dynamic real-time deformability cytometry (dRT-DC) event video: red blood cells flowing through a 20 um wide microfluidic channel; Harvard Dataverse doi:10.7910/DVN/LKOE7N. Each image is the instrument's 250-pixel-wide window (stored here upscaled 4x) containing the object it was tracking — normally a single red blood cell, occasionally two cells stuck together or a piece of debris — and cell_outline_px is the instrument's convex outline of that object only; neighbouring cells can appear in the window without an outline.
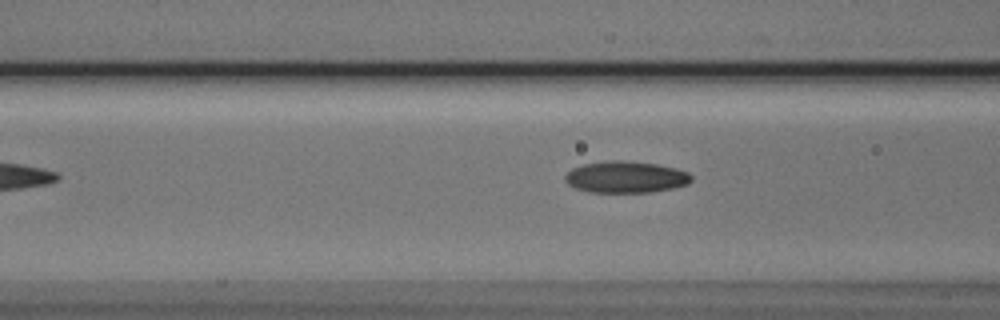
{"species": "Egyptian fruit bat (a non-hibernating species)", "species_latin": "Rousettus aegyptiacus", "temperature_condition": "cold", "stored_images_in_passage": 8, "camera_frame_rate_fps": 3000, "um_per_image_px": 0.085, "animal": {"sex": "male"}, "frame": {"image": 1, "passage_image": 6, "time_ms": 1.667, "image_size_px": [1000, 320], "cell_outline_px": [[692, 180], [688, 184], [672, 188], [648, 192], [588, 192], [576, 188], [568, 184], [564, 180], [564, 176], [572, 168], [584, 164], [604, 160], [624, 160], [656, 164], [676, 168], [688, 172], [692, 176]], "centroid_in_image_um": [53.17, 15.04], "position_along_channel_um": 113.4, "area_um2": 23.35}}